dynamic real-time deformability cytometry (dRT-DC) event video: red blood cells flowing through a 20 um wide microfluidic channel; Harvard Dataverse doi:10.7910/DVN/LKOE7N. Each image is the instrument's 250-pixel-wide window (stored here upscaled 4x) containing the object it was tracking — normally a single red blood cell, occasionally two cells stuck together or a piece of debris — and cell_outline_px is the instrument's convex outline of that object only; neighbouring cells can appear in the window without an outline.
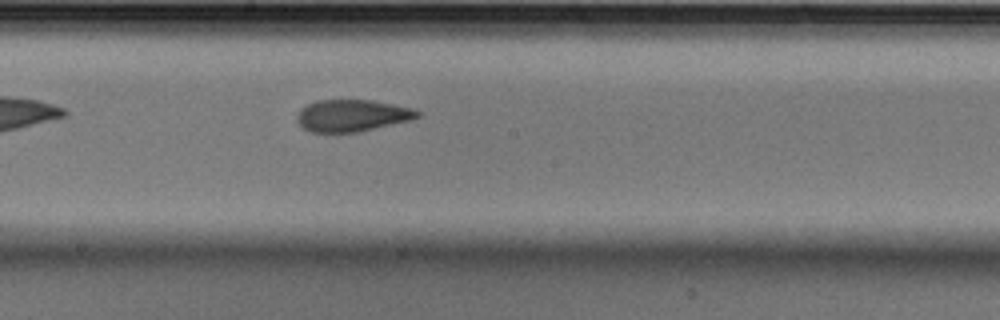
{"species": "Egyptian fruit bat (a non-hibernating species)", "species_latin": "Rousettus aegyptiacus", "temperature_condition": "cold", "stored_images_in_passage": 29, "camera_frame_rate_fps": 3000, "um_per_image_px": 0.085, "animal": {"sex": "male"}, "frame": {"image": 1, "passage_image": 13, "time_ms": 4.0, "image_size_px": [1000, 320], "cell_outline_px": [[420, 116], [412, 120], [356, 132], [312, 132], [304, 128], [296, 120], [296, 116], [300, 108], [316, 100], [372, 100], [412, 108], [420, 112]], "centroid_in_image_um": [29.91, 9.81], "position_along_channel_um": 218.3, "area_um2": 22.31}}
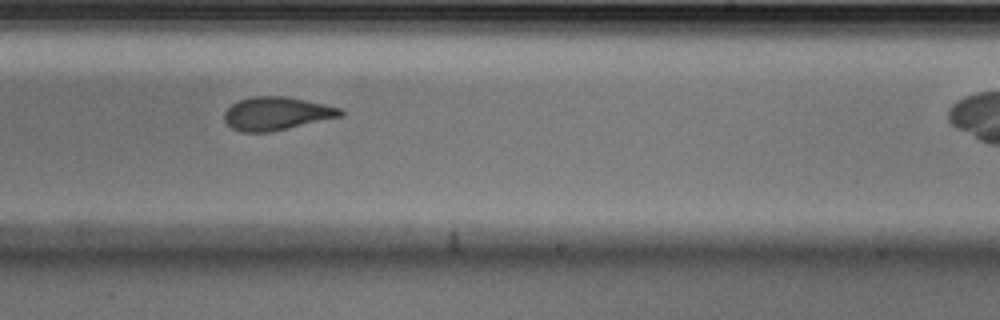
{"frame": {"image": 2, "passage_image": 17, "time_ms": 5.333, "image_size_px": [1000, 320], "cell_outline_px": [[344, 116], [272, 132], [240, 132], [232, 128], [224, 120], [224, 112], [232, 104], [240, 100], [252, 96], [288, 96], [324, 104], [340, 108], [344, 112]], "centroid_in_image_um": [23.53, 9.65], "position_along_channel_um": 265.5, "area_um2": 22.66}}